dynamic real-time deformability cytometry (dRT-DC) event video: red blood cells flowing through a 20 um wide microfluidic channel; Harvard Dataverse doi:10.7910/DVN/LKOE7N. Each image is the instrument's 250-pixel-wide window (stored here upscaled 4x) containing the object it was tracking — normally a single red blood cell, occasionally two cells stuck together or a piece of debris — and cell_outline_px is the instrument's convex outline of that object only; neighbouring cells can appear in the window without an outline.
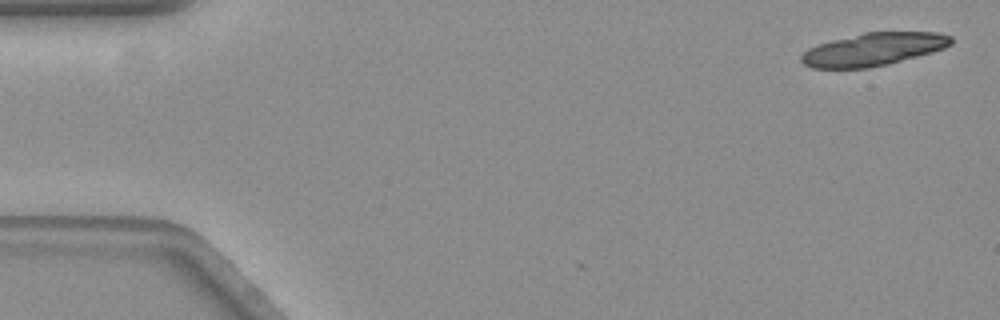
{"species": "common noctule bat (a hibernating species)", "species_latin": "Nyctalus noctula", "temperature_condition": "warm", "stored_images_in_passage": 2, "camera_frame_rate_fps": 3000, "um_per_image_px": 0.085, "animal": {"sex": "female", "body_mass_g": 19.3, "forearm_length_mm": 54.1}, "frame": {"image": 1, "passage_image": 2, "time_ms": 0.333, "image_size_px": [1000, 320], "cell_outline_px": [[952, 44], [944, 48], [932, 52], [888, 64], [868, 68], [812, 68], [804, 64], [800, 60], [800, 56], [808, 48], [816, 44], [864, 32], [936, 32], [952, 36]], "centroid_in_image_um": [74.22, 4.19], "position_along_channel_um": 10.8, "area_um2": 28.67}}